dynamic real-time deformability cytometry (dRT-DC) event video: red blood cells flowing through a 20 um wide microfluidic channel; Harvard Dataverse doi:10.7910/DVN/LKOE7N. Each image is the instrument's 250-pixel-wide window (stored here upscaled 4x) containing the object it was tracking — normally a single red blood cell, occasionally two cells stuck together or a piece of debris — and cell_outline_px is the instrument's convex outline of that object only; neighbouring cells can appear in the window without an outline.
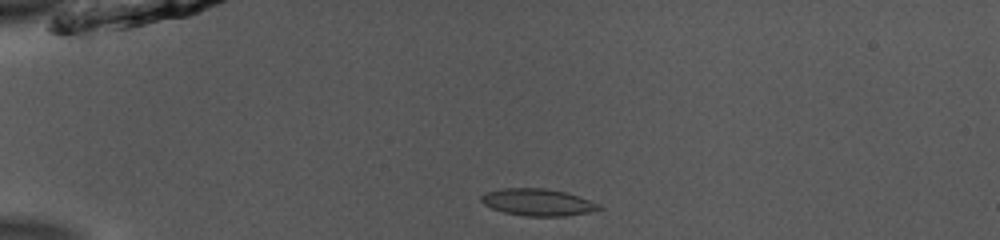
{"species": "common noctule bat (a hibernating species)", "species_latin": "Nyctalus noctula", "temperature_condition": "room temperature", "stored_images_in_passage": 40, "camera_frame_rate_fps": 3000, "um_per_image_px": 0.085, "animal": {"sex": "male", "body_mass_g": 13.0, "forearm_length_mm": 53.1}, "frame": {"image": 1, "passage_image": 1, "time_ms": 0.0, "image_size_px": [1000, 240], "cell_outline_px": [[604, 208], [588, 212], [564, 216], [528, 216], [504, 212], [492, 208], [484, 204], [480, 200], [480, 196], [488, 192], [504, 188], [544, 188], [564, 192], [600, 204]], "centroid_in_image_um": [45.7, 17.19], "position_along_channel_um": 39.3, "area_um2": 18.21}}
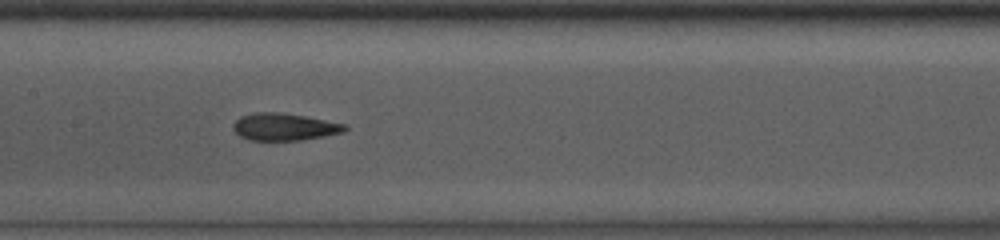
{"frame": {"image": 2, "passage_image": 15, "time_ms": 4.667, "image_size_px": [1000, 240], "cell_outline_px": [[348, 128], [344, 132], [304, 140], [248, 140], [240, 136], [232, 128], [232, 124], [240, 116], [256, 112], [280, 112], [304, 116], [348, 124]], "centroid_in_image_um": [24.17, 10.78], "position_along_channel_um": 183.2, "area_um2": 17.86}}
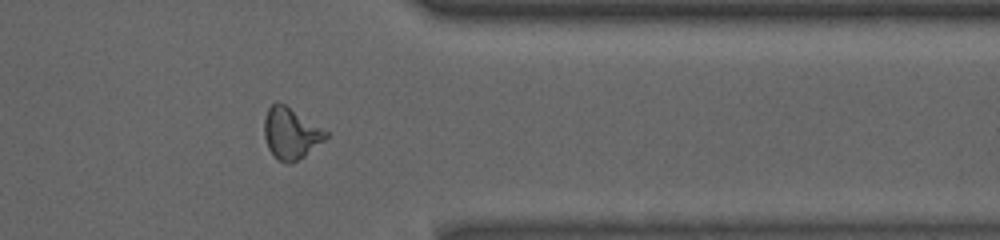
{"frame": {"image": 3, "passage_image": 31, "time_ms": 10.0, "image_size_px": [1000, 240], "cell_outline_px": [[328, 136], [324, 140], [304, 156], [288, 164], [276, 160], [268, 148], [264, 136], [264, 116], [268, 108], [276, 100], [284, 104], [328, 132]], "centroid_in_image_um": [24.67, 11.34], "position_along_channel_um": 386.7, "area_um2": 18.26}, "authors_computed_cell_mechanics": {"area_um2": 17.9758, "velocity_mm_per_s": 3.9213, "shape_relaxation_time_tau1_ms": 6.3964, "shape_relaxation_time_tau2_ms": 2.0791, "deformation_change_tau1": 0.1813, "deformation_change_tau2": 0.0729}}